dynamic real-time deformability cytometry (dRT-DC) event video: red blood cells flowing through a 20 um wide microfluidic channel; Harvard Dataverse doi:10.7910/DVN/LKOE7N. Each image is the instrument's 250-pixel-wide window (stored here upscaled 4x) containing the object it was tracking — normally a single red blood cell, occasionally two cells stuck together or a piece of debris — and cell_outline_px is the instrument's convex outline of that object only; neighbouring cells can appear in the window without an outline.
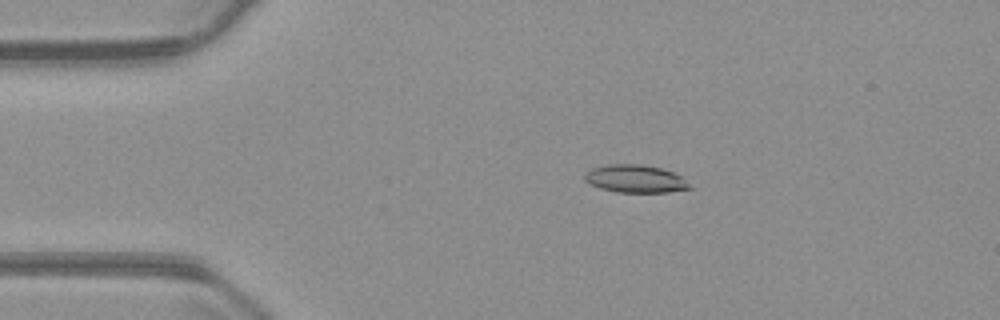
{"species": "common noctule bat (a hibernating species)", "species_latin": "Nyctalus noctula", "temperature_condition": "warm", "stored_images_in_passage": 55, "camera_frame_rate_fps": 3000, "um_per_image_px": 0.085, "animal": {"sex": "male", "body_mass_g": 23.1, "forearm_length_mm": 52.7}, "frame": {"image": 1, "passage_image": 11, "time_ms": 3.333, "image_size_px": [1000, 320], "cell_outline_px": [[692, 188], [668, 192], [616, 192], [600, 188], [584, 180], [584, 172], [592, 168], [608, 164], [640, 164], [660, 168], [684, 176]], "centroid_in_image_um": [54.01, 15.19], "position_along_channel_um": 31.0, "area_um2": 17.05}}
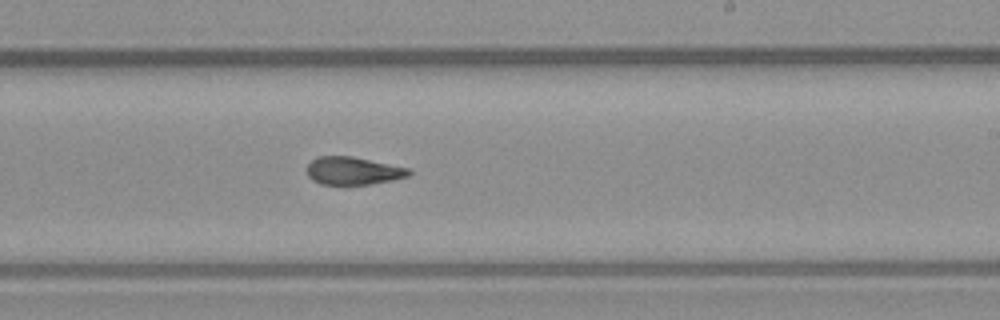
{"frame": {"image": 2, "passage_image": 33, "time_ms": 10.667, "image_size_px": [1000, 320], "cell_outline_px": [[412, 172], [408, 176], [392, 180], [368, 184], [320, 184], [312, 180], [308, 176], [308, 164], [316, 156], [352, 156], [408, 168]], "centroid_in_image_um": [29.99, 14.51], "position_along_channel_um": 259.0, "area_um2": 16.36}}
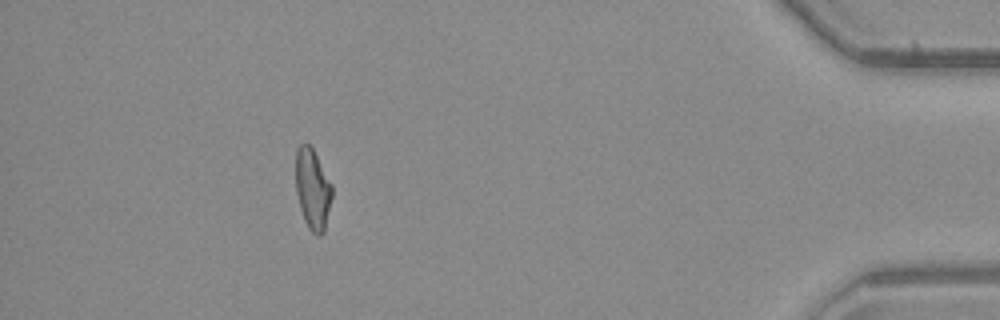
{"frame": {"image": 3, "passage_image": 50, "time_ms": 16.333, "image_size_px": [1000, 320], "cell_outline_px": [[332, 196], [324, 232], [320, 236], [316, 236], [308, 228], [304, 220], [300, 208], [296, 192], [296, 148], [300, 144], [308, 144], [312, 148], [332, 184]], "centroid_in_image_um": [26.57, 16.1], "position_along_channel_um": 408.6, "area_um2": 17.05}, "authors_computed_cell_mechanics": {"area_um2": 17.4556, "velocity_mm_per_s": 3.7367, "shape_relaxation_time_tau1_ms": null, "shape_relaxation_time_tau2_ms": 6.3879, "deformation_change_tau1": null, "deformation_change_tau2": 0.1396}}